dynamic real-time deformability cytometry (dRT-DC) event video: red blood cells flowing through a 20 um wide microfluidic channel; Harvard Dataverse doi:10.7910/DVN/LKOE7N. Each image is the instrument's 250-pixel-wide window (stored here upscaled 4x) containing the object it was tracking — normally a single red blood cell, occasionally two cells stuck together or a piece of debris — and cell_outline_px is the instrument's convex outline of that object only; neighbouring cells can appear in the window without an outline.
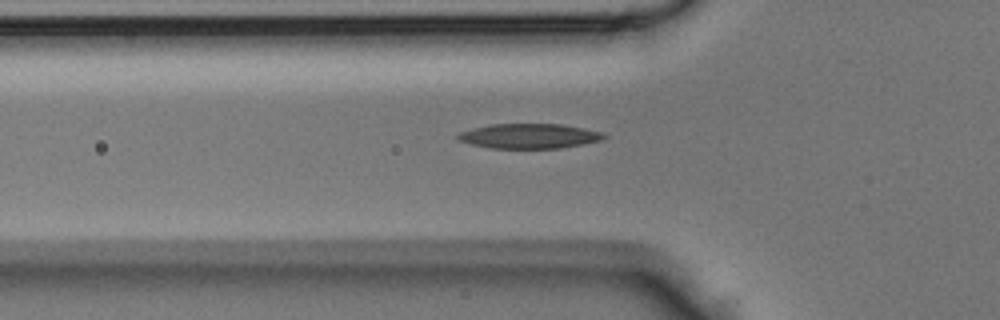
{"species": "Egyptian fruit bat (a non-hibernating species)", "species_latin": "Rousettus aegyptiacus", "temperature_condition": "room temperature", "stored_images_in_passage": 28, "camera_frame_rate_fps": 3000, "um_per_image_px": 0.085, "animal": {"sex": "male"}, "frame": {"image": 1, "passage_image": 3, "time_ms": 0.667, "image_size_px": [1000, 320], "cell_outline_px": [[608, 136], [604, 140], [560, 148], [492, 148], [472, 144], [460, 140], [456, 136], [460, 132], [492, 124], [560, 124], [584, 128], [600, 132]], "centroid_in_image_um": [45.04, 11.56], "position_along_channel_um": 80.8, "area_um2": 20.87}}
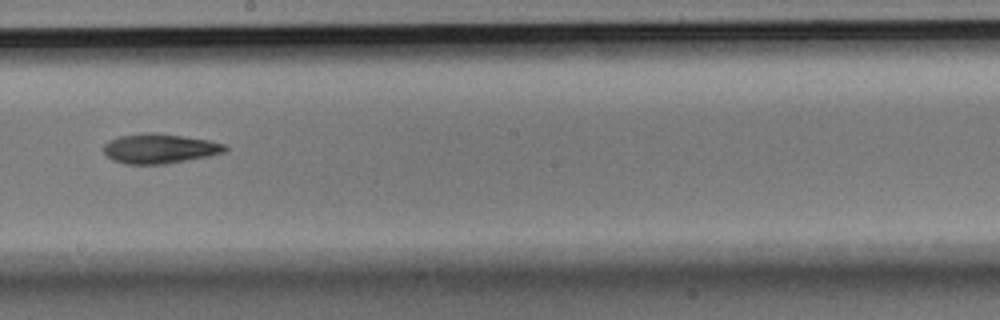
{"frame": {"image": 2, "passage_image": 13, "time_ms": 4.0, "image_size_px": [1000, 320], "cell_outline_px": [[228, 148], [224, 152], [208, 156], [164, 164], [124, 164], [112, 160], [104, 152], [104, 144], [108, 140], [120, 136], [152, 132], [208, 140], [224, 144]], "centroid_in_image_um": [13.53, 12.63], "position_along_channel_um": 234.7, "area_um2": 20.75}}
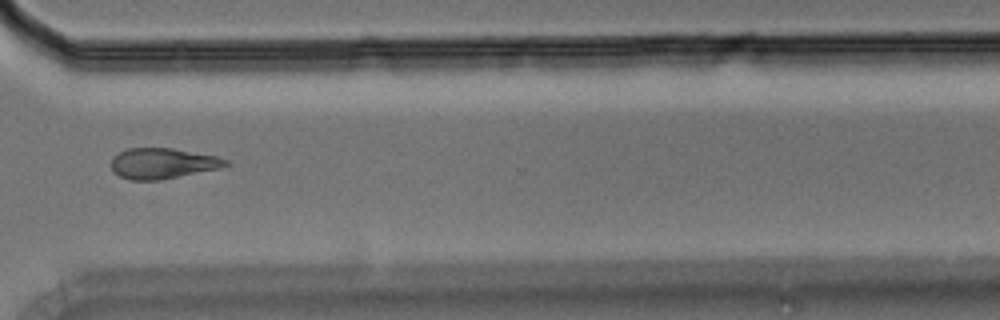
{"frame": {"image": 3, "passage_image": 21, "time_ms": 6.667, "image_size_px": [1000, 320], "cell_outline_px": [[228, 164], [220, 168], [160, 180], [128, 180], [112, 172], [112, 156], [128, 148], [172, 148], [216, 156], [228, 160]], "centroid_in_image_um": [13.79, 13.89], "position_along_channel_um": 356.8, "area_um2": 20.35}}